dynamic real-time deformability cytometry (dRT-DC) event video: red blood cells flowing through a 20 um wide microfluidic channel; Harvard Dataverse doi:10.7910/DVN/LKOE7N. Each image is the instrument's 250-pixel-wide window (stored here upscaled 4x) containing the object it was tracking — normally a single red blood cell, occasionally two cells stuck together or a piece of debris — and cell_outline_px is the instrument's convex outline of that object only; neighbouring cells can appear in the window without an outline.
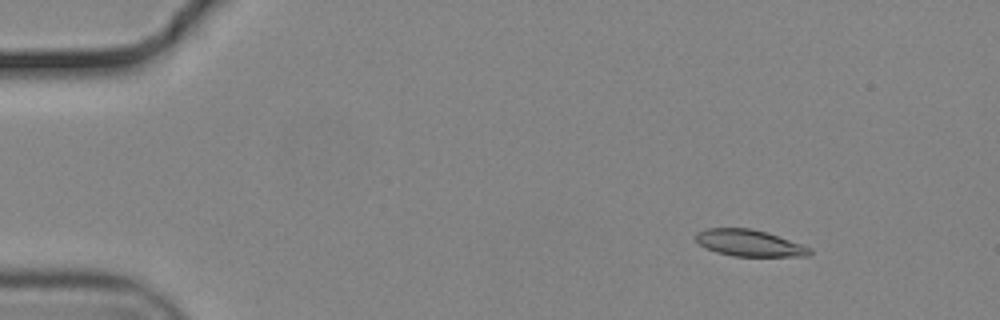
{"species": "common noctule bat (a hibernating species)", "species_latin": "Nyctalus noctula", "temperature_condition": "cold", "stored_images_in_passage": 10, "camera_frame_rate_fps": 3000, "um_per_image_px": 0.085, "animal": {"sex": "male", "body_mass_g": 19.2, "forearm_length_mm": 51.8}, "frame": {"image": 1, "passage_image": 8, "time_ms": 2.333, "image_size_px": [1000, 320], "cell_outline_px": [[812, 252], [808, 256], [732, 256], [716, 252], [704, 248], [696, 240], [696, 232], [708, 228], [752, 228], [768, 232], [812, 248]], "centroid_in_image_um": [63.69, 20.65], "position_along_channel_um": 21.3, "area_um2": 17.74}}